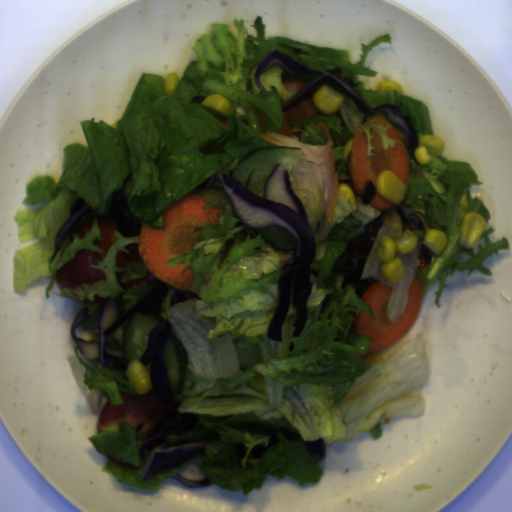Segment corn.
<instances>
[{"instance_id":"corn-1","label":"corn","mask_w":512,"mask_h":512,"mask_svg":"<svg viewBox=\"0 0 512 512\" xmlns=\"http://www.w3.org/2000/svg\"><path fill=\"white\" fill-rule=\"evenodd\" d=\"M417 243L418 236L407 229L400 239H393L388 234L381 235L377 255L382 261L380 272L388 282H398L403 279L406 270L401 257H396V255L409 253L416 247Z\"/></svg>"},{"instance_id":"corn-2","label":"corn","mask_w":512,"mask_h":512,"mask_svg":"<svg viewBox=\"0 0 512 512\" xmlns=\"http://www.w3.org/2000/svg\"><path fill=\"white\" fill-rule=\"evenodd\" d=\"M377 193L393 204H399L406 196L407 188L391 170L382 171L376 178Z\"/></svg>"},{"instance_id":"corn-3","label":"corn","mask_w":512,"mask_h":512,"mask_svg":"<svg viewBox=\"0 0 512 512\" xmlns=\"http://www.w3.org/2000/svg\"><path fill=\"white\" fill-rule=\"evenodd\" d=\"M486 229V221L483 216L474 211L467 213L461 221L459 243L470 249L482 237Z\"/></svg>"},{"instance_id":"corn-4","label":"corn","mask_w":512,"mask_h":512,"mask_svg":"<svg viewBox=\"0 0 512 512\" xmlns=\"http://www.w3.org/2000/svg\"><path fill=\"white\" fill-rule=\"evenodd\" d=\"M344 100L345 95L339 93L327 83H323L312 97L315 109L327 116L338 112Z\"/></svg>"},{"instance_id":"corn-5","label":"corn","mask_w":512,"mask_h":512,"mask_svg":"<svg viewBox=\"0 0 512 512\" xmlns=\"http://www.w3.org/2000/svg\"><path fill=\"white\" fill-rule=\"evenodd\" d=\"M124 373L133 384L136 394L142 396L151 392L153 388L152 381L141 360L134 359L130 363H126Z\"/></svg>"},{"instance_id":"corn-6","label":"corn","mask_w":512,"mask_h":512,"mask_svg":"<svg viewBox=\"0 0 512 512\" xmlns=\"http://www.w3.org/2000/svg\"><path fill=\"white\" fill-rule=\"evenodd\" d=\"M446 144L444 139L433 134H426L419 140V144L414 151V156L419 164H429L431 156H440L445 151Z\"/></svg>"},{"instance_id":"corn-7","label":"corn","mask_w":512,"mask_h":512,"mask_svg":"<svg viewBox=\"0 0 512 512\" xmlns=\"http://www.w3.org/2000/svg\"><path fill=\"white\" fill-rule=\"evenodd\" d=\"M425 246L439 255L448 245L447 234L439 228H429L422 240Z\"/></svg>"},{"instance_id":"corn-8","label":"corn","mask_w":512,"mask_h":512,"mask_svg":"<svg viewBox=\"0 0 512 512\" xmlns=\"http://www.w3.org/2000/svg\"><path fill=\"white\" fill-rule=\"evenodd\" d=\"M200 104L222 116L229 115L232 109L231 101L226 96L215 93L207 96Z\"/></svg>"},{"instance_id":"corn-9","label":"corn","mask_w":512,"mask_h":512,"mask_svg":"<svg viewBox=\"0 0 512 512\" xmlns=\"http://www.w3.org/2000/svg\"><path fill=\"white\" fill-rule=\"evenodd\" d=\"M353 359H357L359 362H366L367 368L374 365L375 362H385L387 359L385 356L376 351H367L365 354L353 353Z\"/></svg>"},{"instance_id":"corn-10","label":"corn","mask_w":512,"mask_h":512,"mask_svg":"<svg viewBox=\"0 0 512 512\" xmlns=\"http://www.w3.org/2000/svg\"><path fill=\"white\" fill-rule=\"evenodd\" d=\"M179 84V77L177 73L170 72L167 74L164 83H163V89L167 96H172L175 94L176 89Z\"/></svg>"},{"instance_id":"corn-11","label":"corn","mask_w":512,"mask_h":512,"mask_svg":"<svg viewBox=\"0 0 512 512\" xmlns=\"http://www.w3.org/2000/svg\"><path fill=\"white\" fill-rule=\"evenodd\" d=\"M403 87L394 80H383L377 84L376 93L383 94L385 91H397L402 94Z\"/></svg>"},{"instance_id":"corn-12","label":"corn","mask_w":512,"mask_h":512,"mask_svg":"<svg viewBox=\"0 0 512 512\" xmlns=\"http://www.w3.org/2000/svg\"><path fill=\"white\" fill-rule=\"evenodd\" d=\"M338 192L344 197L346 201L357 207L355 194L349 184L341 182L337 187Z\"/></svg>"},{"instance_id":"corn-13","label":"corn","mask_w":512,"mask_h":512,"mask_svg":"<svg viewBox=\"0 0 512 512\" xmlns=\"http://www.w3.org/2000/svg\"><path fill=\"white\" fill-rule=\"evenodd\" d=\"M383 221L385 223H387L389 226H392L395 228L402 227L401 217H400L398 211H396L395 209L387 211L383 217Z\"/></svg>"},{"instance_id":"corn-14","label":"corn","mask_w":512,"mask_h":512,"mask_svg":"<svg viewBox=\"0 0 512 512\" xmlns=\"http://www.w3.org/2000/svg\"><path fill=\"white\" fill-rule=\"evenodd\" d=\"M253 378V382H250L251 386H253L256 390L265 388L266 377L262 374L255 375Z\"/></svg>"},{"instance_id":"corn-15","label":"corn","mask_w":512,"mask_h":512,"mask_svg":"<svg viewBox=\"0 0 512 512\" xmlns=\"http://www.w3.org/2000/svg\"><path fill=\"white\" fill-rule=\"evenodd\" d=\"M353 141H354V138H351L347 144L345 145L344 147V150H343V155H342V160L343 162H348V159H349V155L353 149Z\"/></svg>"},{"instance_id":"corn-16","label":"corn","mask_w":512,"mask_h":512,"mask_svg":"<svg viewBox=\"0 0 512 512\" xmlns=\"http://www.w3.org/2000/svg\"><path fill=\"white\" fill-rule=\"evenodd\" d=\"M466 198H467V195L465 193L464 196L460 200V207L463 211H467V209H468V201H466Z\"/></svg>"}]
</instances>
